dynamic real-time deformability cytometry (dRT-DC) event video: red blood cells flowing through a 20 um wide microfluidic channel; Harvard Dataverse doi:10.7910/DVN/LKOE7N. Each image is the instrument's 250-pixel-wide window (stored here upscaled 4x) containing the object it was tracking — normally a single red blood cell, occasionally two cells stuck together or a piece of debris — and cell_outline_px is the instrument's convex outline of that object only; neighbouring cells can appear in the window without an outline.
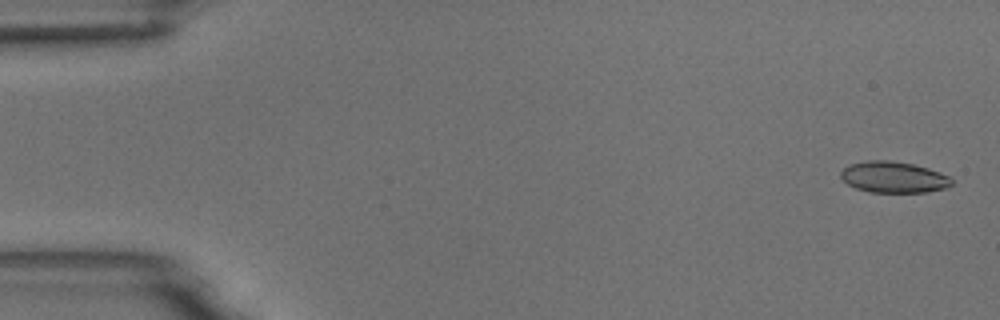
{"species": "common noctule bat (a hibernating species)", "species_latin": "Nyctalus noctula", "temperature_condition": "room temperature", "stored_images_in_passage": 5, "camera_frame_rate_fps": 3000, "um_per_image_px": 0.085, "animal": {"sex": "male", "body_mass_g": 18.8}, "frame": {"image": 1, "passage_image": 1, "time_ms": 0.0, "image_size_px": [1000, 320], "cell_outline_px": [[952, 184], [948, 188], [924, 192], [868, 192], [856, 188], [848, 184], [840, 176], [840, 172], [848, 164], [868, 160], [888, 160], [912, 164], [928, 168], [940, 172], [948, 176], [952, 180]], "centroid_in_image_um": [75.95, 15.06], "position_along_channel_um": 9.1, "area_um2": 20.17}}
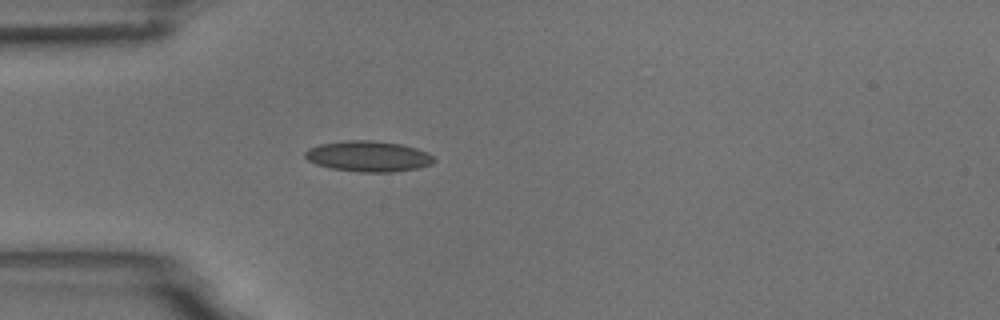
{"frame": {"image": 2, "passage_image": 5, "time_ms": 4.667, "image_size_px": [1000, 320], "cell_outline_px": [[436, 160], [432, 164], [416, 168], [392, 172], [360, 172], [332, 168], [316, 164], [308, 160], [304, 156], [304, 152], [308, 148], [320, 144], [348, 140], [372, 140], [400, 144], [416, 148], [428, 152]], "centroid_in_image_um": [31.3, 13.28], "position_along_channel_um": 53.7, "area_um2": 23.0}}